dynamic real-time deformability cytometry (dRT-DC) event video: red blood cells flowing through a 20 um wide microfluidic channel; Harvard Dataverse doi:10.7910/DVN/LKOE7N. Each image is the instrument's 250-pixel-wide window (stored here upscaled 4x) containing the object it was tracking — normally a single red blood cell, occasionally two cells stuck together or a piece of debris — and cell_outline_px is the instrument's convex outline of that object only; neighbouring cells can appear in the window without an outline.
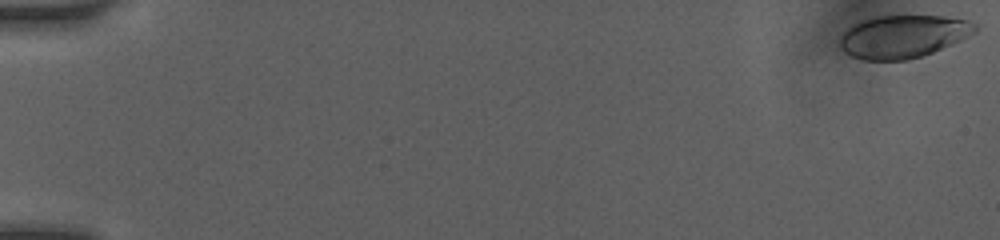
{"species": "human", "species_latin": "Homo sapiens", "temperature_condition": "room temperature", "stored_images_in_passage": 40, "camera_frame_rate_fps": 3000, "um_per_image_px": 0.085, "donor": {"sex": "female"}, "frame": {"image": 1, "passage_image": 1, "time_ms": 0.0, "image_size_px": [1000, 240], "cell_outline_px": [[976, 32], [960, 40], [932, 52], [908, 60], [860, 60], [844, 52], [840, 48], [840, 36], [848, 28], [860, 20], [872, 16], [944, 16], [968, 20], [976, 24]], "centroid_in_image_um": [76.72, 3.09], "position_along_channel_um": 8.3, "area_um2": 33.7}}
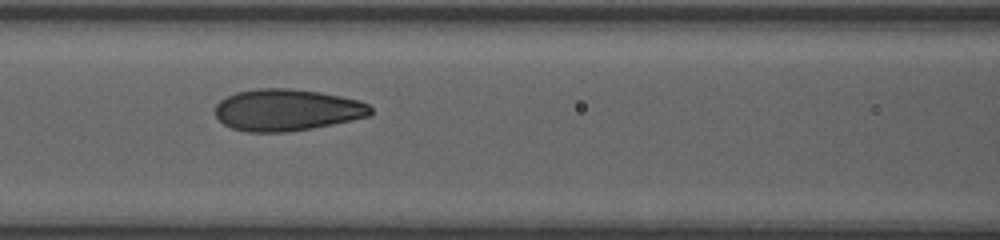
{"frame": {"image": 2, "passage_image": 23, "time_ms": 7.667, "image_size_px": [1000, 240], "cell_outline_px": [[372, 116], [312, 128], [284, 132], [248, 132], [232, 128], [224, 124], [216, 116], [216, 104], [220, 100], [236, 92], [256, 88], [292, 88], [320, 92], [360, 100], [368, 104], [372, 108]], "centroid_in_image_um": [24.41, 9.34], "position_along_channel_um": 142.2, "area_um2": 37.92}}
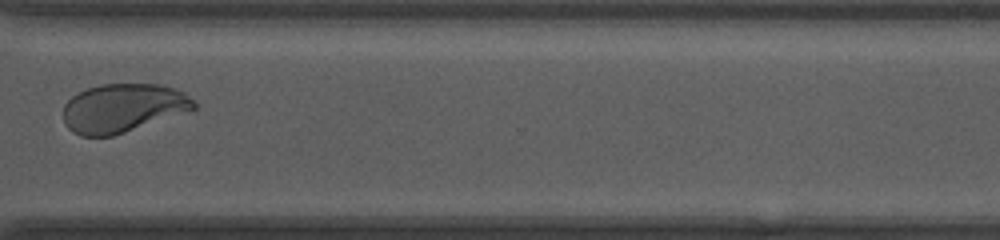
{"frame": {"image": 3, "passage_image": 39, "time_ms": 13.0, "image_size_px": [1000, 240], "cell_outline_px": [[196, 108], [112, 136], [80, 136], [72, 132], [64, 124], [64, 104], [72, 96], [88, 88], [100, 84], [160, 84], [176, 88], [184, 92], [196, 104]], "centroid_in_image_um": [10.41, 9.17], "position_along_channel_um": 360.2, "area_um2": 36.7}}